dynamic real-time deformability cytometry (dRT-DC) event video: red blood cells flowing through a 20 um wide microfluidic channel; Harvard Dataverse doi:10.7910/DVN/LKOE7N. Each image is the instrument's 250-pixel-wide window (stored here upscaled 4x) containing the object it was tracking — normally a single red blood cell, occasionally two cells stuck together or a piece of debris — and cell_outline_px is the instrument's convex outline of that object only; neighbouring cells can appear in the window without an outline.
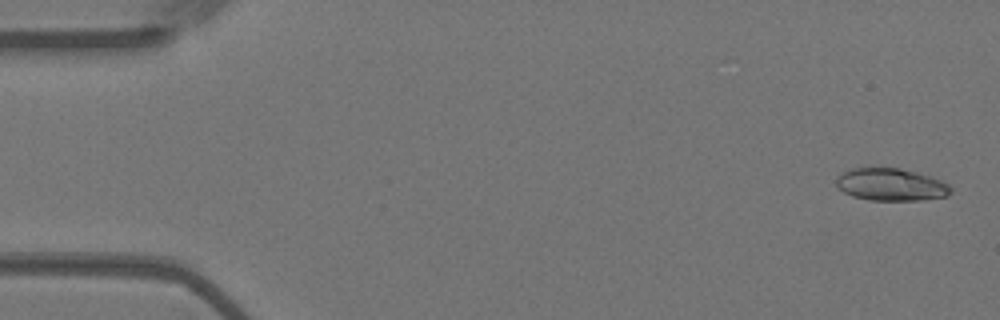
{"species": "Egyptian fruit bat (a non-hibernating species)", "species_latin": "Rousettus aegyptiacus", "temperature_condition": "warm", "stored_images_in_passage": 56, "camera_frame_rate_fps": 3000, "um_per_image_px": 0.085, "animal": {"sex": "female"}, "frame": {"image": 1, "passage_image": 2, "time_ms": 0.333, "image_size_px": [1000, 320], "cell_outline_px": [[952, 192], [948, 196], [920, 200], [868, 200], [852, 196], [844, 192], [836, 184], [836, 176], [852, 168], [872, 164], [900, 168], [932, 176], [948, 184], [952, 188]], "centroid_in_image_um": [75.71, 15.64], "position_along_channel_um": 9.3, "area_um2": 22.37}}
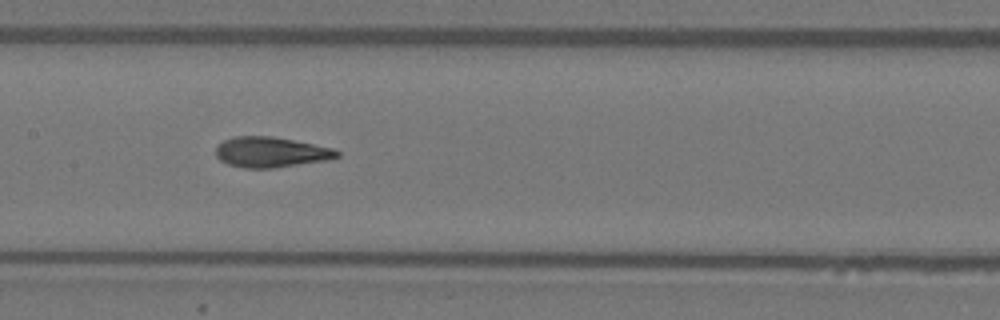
{"frame": {"image": 2, "passage_image": 27, "time_ms": 8.667, "image_size_px": [1000, 320], "cell_outline_px": [[340, 156], [324, 160], [272, 168], [244, 168], [228, 164], [220, 160], [216, 156], [216, 148], [224, 140], [236, 136], [272, 136], [336, 148], [340, 152]], "centroid_in_image_um": [23.03, 12.92], "position_along_channel_um": 184.4, "area_um2": 21.33}}
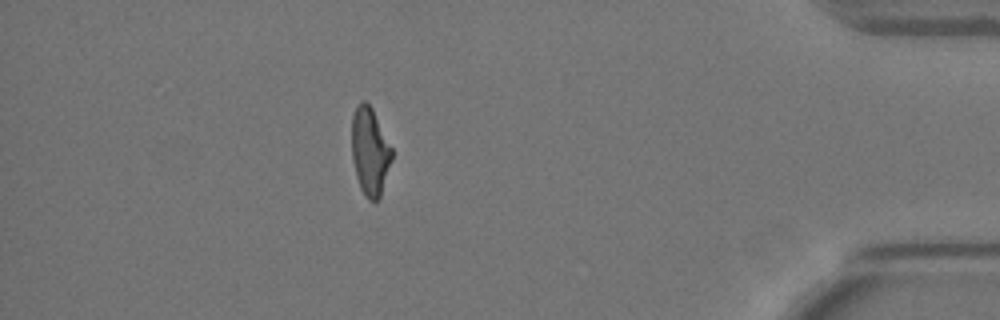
{"frame": {"image": 3, "passage_image": 49, "time_ms": 16.0, "image_size_px": [1000, 320], "cell_outline_px": [[392, 160], [380, 196], [376, 200], [368, 200], [360, 188], [356, 176], [352, 160], [352, 116], [356, 104], [360, 100], [364, 100], [372, 108], [392, 148]], "centroid_in_image_um": [31.43, 12.84], "position_along_channel_um": 403.8, "area_um2": 20.52}, "authors_computed_cell_mechanics": {"area_um2": 21.386, "velocity_mm_per_s": 3.6474, "shape_relaxation_time_tau1_ms": null, "shape_relaxation_time_tau2_ms": 1.9088, "deformation_change_tau1": null, "deformation_change_tau2": 0.0938}}